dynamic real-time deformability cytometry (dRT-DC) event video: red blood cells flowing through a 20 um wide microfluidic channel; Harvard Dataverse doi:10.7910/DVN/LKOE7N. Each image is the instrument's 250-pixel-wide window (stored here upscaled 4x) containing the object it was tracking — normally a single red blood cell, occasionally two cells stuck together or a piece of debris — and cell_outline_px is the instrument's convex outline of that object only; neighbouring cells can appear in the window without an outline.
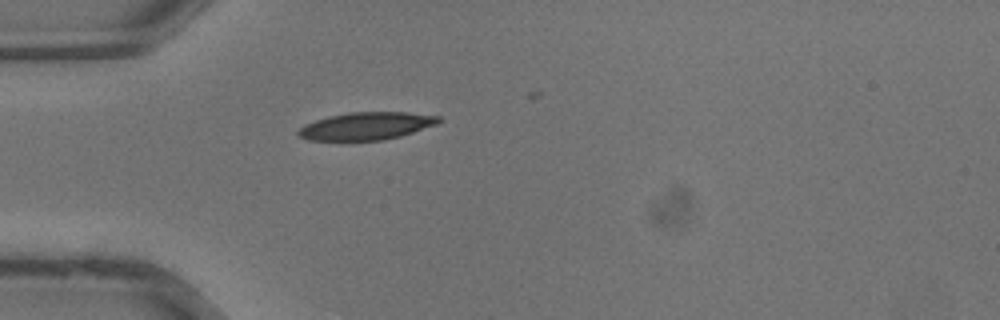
{"species": "common noctule bat (a hibernating species)", "species_latin": "Nyctalus noctula", "temperature_condition": "warm", "stored_images_in_passage": 3, "camera_frame_rate_fps": 3000, "um_per_image_px": 0.085, "animal": {"sex": "male", "body_mass_g": 13.3}, "frame": {"image": 1, "passage_image": 1, "time_ms": 0.0, "image_size_px": [1000, 320], "cell_outline_px": [[440, 120], [436, 124], [400, 136], [384, 140], [308, 140], [300, 136], [296, 132], [304, 124], [328, 116], [348, 112], [408, 112], [440, 116]], "centroid_in_image_um": [31.12, 10.7], "position_along_channel_um": 53.9, "area_um2": 22.43}}